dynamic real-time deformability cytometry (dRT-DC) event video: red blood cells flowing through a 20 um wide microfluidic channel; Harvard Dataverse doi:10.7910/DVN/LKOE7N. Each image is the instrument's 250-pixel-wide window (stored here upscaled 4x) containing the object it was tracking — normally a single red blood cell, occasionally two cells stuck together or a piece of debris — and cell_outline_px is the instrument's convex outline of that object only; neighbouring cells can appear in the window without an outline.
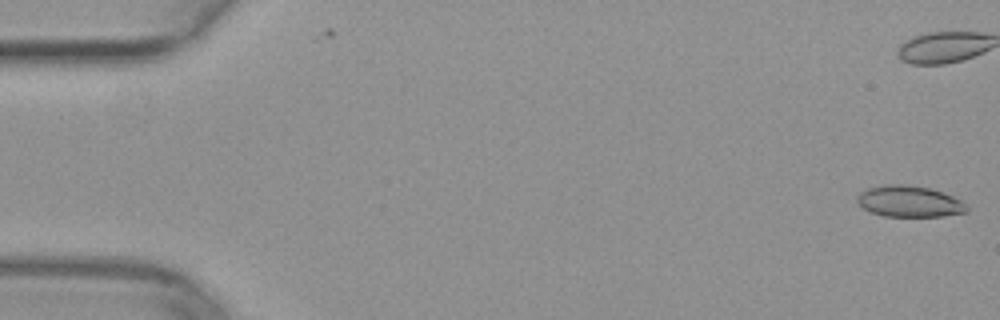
{"species": "common noctule bat (a hibernating species)", "species_latin": "Nyctalus noctula", "temperature_condition": "warm", "stored_images_in_passage": 10, "camera_frame_rate_fps": 3000, "um_per_image_px": 0.085, "animal": {"sex": "female", "body_mass_g": 29.2, "forearm_length_mm": 56.3}, "frame": {"image": 1, "passage_image": 1, "time_ms": 0.0, "image_size_px": [1000, 320], "cell_outline_px": [[968, 212], [944, 216], [884, 216], [868, 212], [856, 200], [856, 196], [860, 192], [868, 188], [884, 184], [908, 184], [928, 188], [944, 192], [960, 200], [968, 208]], "centroid_in_image_um": [77.27, 17.11], "position_along_channel_um": 7.7, "area_um2": 20.06}}